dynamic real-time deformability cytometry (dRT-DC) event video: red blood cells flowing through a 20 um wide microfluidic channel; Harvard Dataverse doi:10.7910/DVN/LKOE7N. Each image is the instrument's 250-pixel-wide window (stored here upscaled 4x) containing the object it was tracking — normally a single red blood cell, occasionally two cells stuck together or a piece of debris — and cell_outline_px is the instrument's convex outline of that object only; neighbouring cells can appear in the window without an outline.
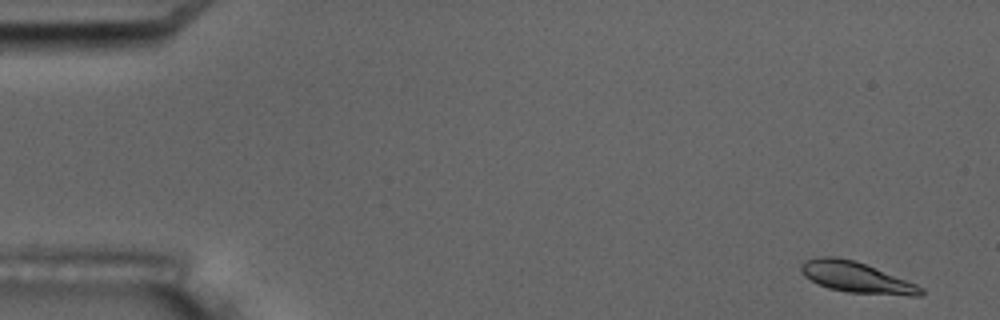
{"species": "common noctule bat (a hibernating species)", "species_latin": "Nyctalus noctula", "temperature_condition": "room temperature", "stored_images_in_passage": 4, "camera_frame_rate_fps": 3000, "um_per_image_px": 0.085, "animal": {"sex": "male", "body_mass_g": 17.5, "forearm_length_mm": 52.3}, "frame": {"image": 1, "passage_image": 1, "time_ms": 0.0, "image_size_px": [1000, 320], "cell_outline_px": [[924, 292], [920, 296], [912, 296], [848, 292], [828, 288], [804, 276], [800, 268], [800, 264], [804, 260], [816, 256], [836, 256], [856, 260], [916, 284], [924, 288]], "centroid_in_image_um": [72.77, 23.55], "position_along_channel_um": 12.2, "area_um2": 21.56}}